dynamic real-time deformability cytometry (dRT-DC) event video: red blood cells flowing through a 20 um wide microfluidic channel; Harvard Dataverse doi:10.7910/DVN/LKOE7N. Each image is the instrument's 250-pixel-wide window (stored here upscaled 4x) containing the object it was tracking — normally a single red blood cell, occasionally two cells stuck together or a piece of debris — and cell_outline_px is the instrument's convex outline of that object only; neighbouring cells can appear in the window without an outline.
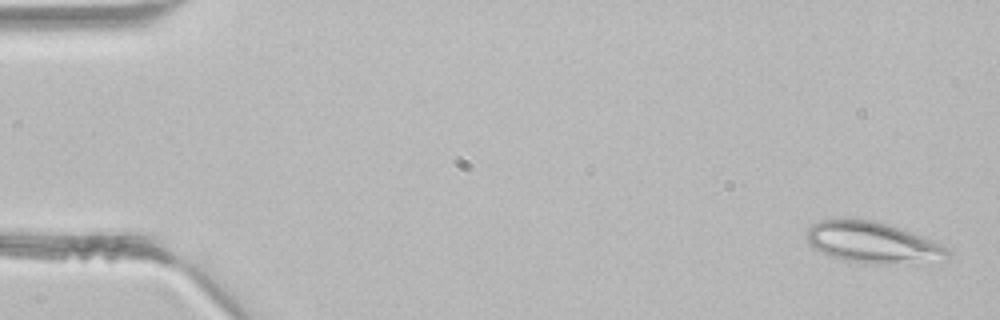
{"species": "common noctule bat (a hibernating species)", "species_latin": "Nyctalus noctula", "temperature_condition": "room temperature", "stored_images_in_passage": 3, "camera_frame_rate_fps": 3000, "um_per_image_px": 0.085, "animal": {"sex": "male", "body_mass_g": 21.5, "forearm_length_mm": 52.0}, "frame": {"image": 1, "passage_image": 1, "time_ms": 0.0, "image_size_px": [1000, 320], "cell_outline_px": [[952, 252], [944, 264], [864, 264], [844, 260], [832, 256], [808, 244], [808, 228], [812, 224], [820, 220], [872, 220], [888, 224], [912, 232], [952, 248]], "centroid_in_image_um": [74.38, 20.68], "position_along_channel_um": 10.6, "area_um2": 34.51}}